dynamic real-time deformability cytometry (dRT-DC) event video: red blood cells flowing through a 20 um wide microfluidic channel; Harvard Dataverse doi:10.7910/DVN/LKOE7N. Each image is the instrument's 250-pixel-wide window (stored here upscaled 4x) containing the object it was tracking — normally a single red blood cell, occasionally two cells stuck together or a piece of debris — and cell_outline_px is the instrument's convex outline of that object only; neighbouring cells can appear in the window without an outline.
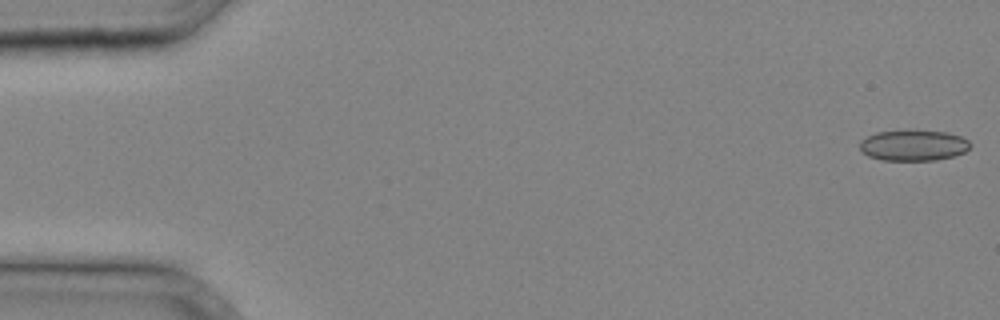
{"species": "common noctule bat (a hibernating species)", "species_latin": "Nyctalus noctula", "temperature_condition": "cold", "stored_images_in_passage": 33, "camera_frame_rate_fps": 3000, "um_per_image_px": 0.085, "animal": {"sex": "male", "body_mass_g": 20.4}, "frame": {"image": 1, "passage_image": 1, "time_ms": 0.0, "image_size_px": [1000, 320], "cell_outline_px": [[972, 144], [964, 152], [952, 156], [936, 160], [880, 160], [868, 156], [860, 148], [860, 140], [876, 132], [904, 128], [916, 128], [948, 132], [960, 136], [968, 140]], "centroid_in_image_um": [77.63, 12.3], "position_along_channel_um": 7.4, "area_um2": 20.52}}
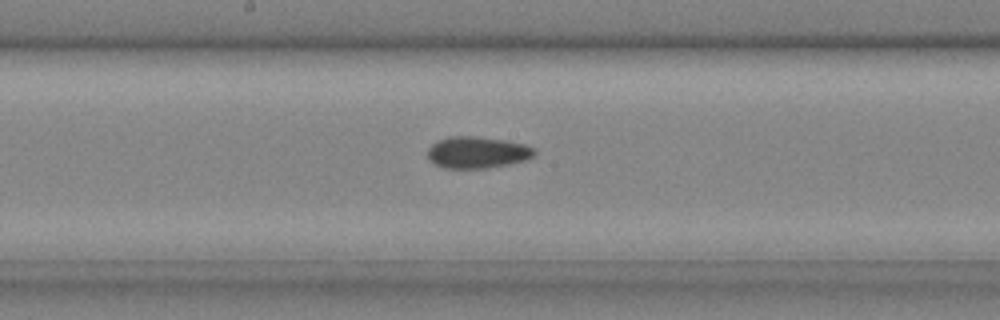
{"frame": {"image": 2, "passage_image": 20, "time_ms": 6.333, "image_size_px": [1000, 320], "cell_outline_px": [[536, 156], [528, 160], [488, 168], [444, 168], [428, 160], [428, 148], [432, 144], [440, 140], [456, 136], [468, 136], [504, 140], [524, 144], [532, 148], [536, 152]], "centroid_in_image_um": [40.59, 12.97], "position_along_channel_um": 207.6, "area_um2": 19.54}}
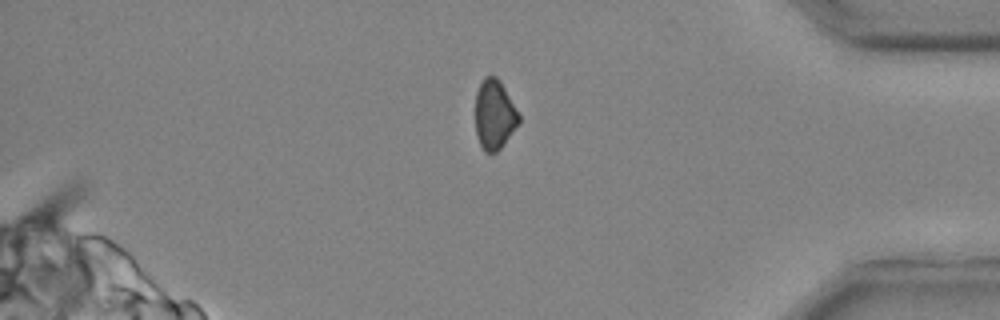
{"frame": {"image": 3, "passage_image": 32, "time_ms": 10.333, "image_size_px": [1000, 320], "cell_outline_px": [[520, 124], [504, 144], [496, 152], [484, 152], [476, 136], [476, 92], [484, 76], [496, 76], [500, 80], [520, 116]], "centroid_in_image_um": [42.03, 9.76], "position_along_channel_um": 393.2, "area_um2": 17.69}}